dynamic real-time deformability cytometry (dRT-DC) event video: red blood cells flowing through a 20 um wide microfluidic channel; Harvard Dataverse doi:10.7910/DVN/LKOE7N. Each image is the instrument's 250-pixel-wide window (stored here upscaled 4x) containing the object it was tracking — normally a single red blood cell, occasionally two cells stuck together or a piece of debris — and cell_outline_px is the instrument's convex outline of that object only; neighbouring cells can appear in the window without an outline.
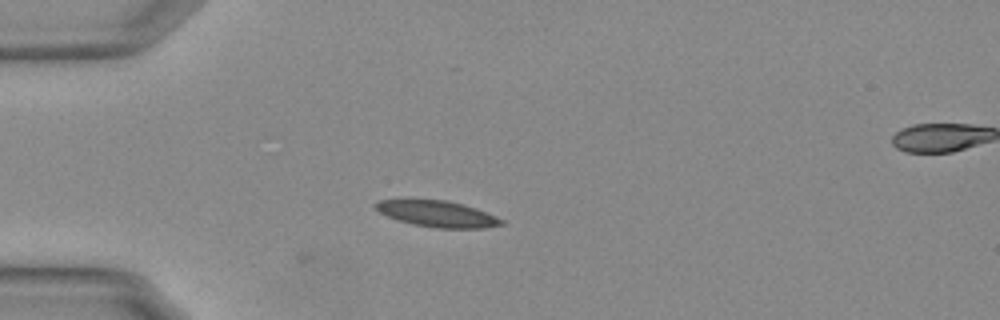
{"species": "Egyptian fruit bat (a non-hibernating species)", "species_latin": "Rousettus aegyptiacus", "temperature_condition": "warm", "stored_images_in_passage": 41, "camera_frame_rate_fps": 3000, "um_per_image_px": 0.085, "animal": {"sex": "female"}, "frame": {"image": 1, "passage_image": 1, "time_ms": 0.0, "image_size_px": [1000, 320], "cell_outline_px": [[504, 224], [484, 228], [436, 228], [412, 224], [396, 220], [380, 212], [372, 204], [380, 200], [448, 200], [464, 204], [476, 208], [496, 216], [504, 220]], "centroid_in_image_um": [37.19, 18.18], "position_along_channel_um": 47.8, "area_um2": 19.19}}
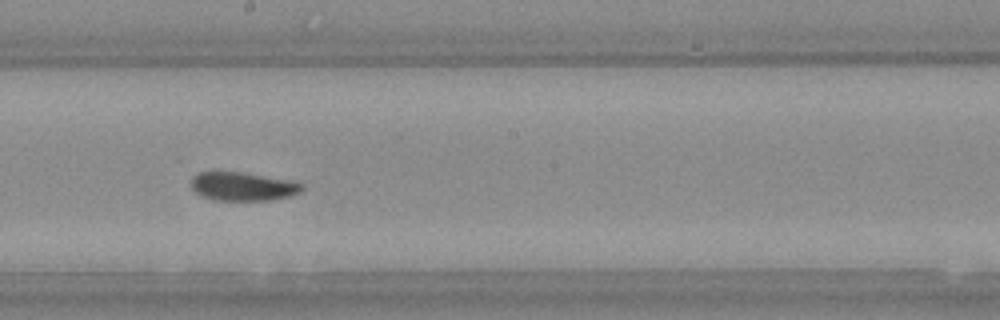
{"frame": {"image": 2, "passage_image": 17, "time_ms": 5.333, "image_size_px": [1000, 320], "cell_outline_px": [[304, 188], [300, 192], [292, 196], [272, 200], [212, 200], [200, 196], [192, 188], [192, 176], [196, 172], [240, 172], [288, 180], [304, 184]], "centroid_in_image_um": [20.63, 15.86], "position_along_channel_um": 227.6, "area_um2": 18.5}}
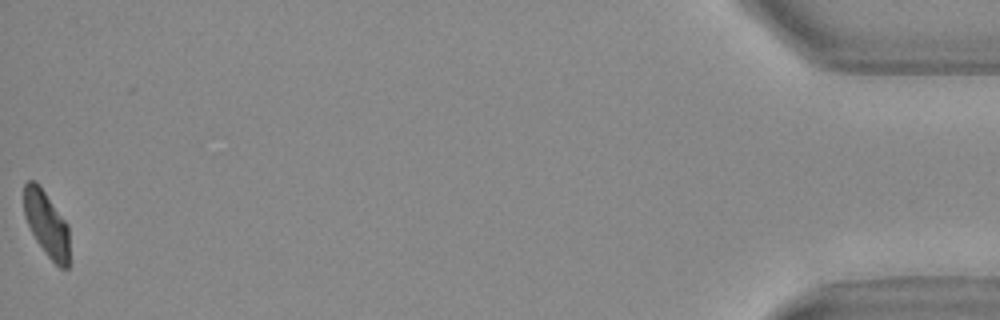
{"frame": {"image": 3, "passage_image": 41, "time_ms": 13.333, "image_size_px": [1000, 320], "cell_outline_px": [[68, 268], [60, 268], [44, 252], [36, 240], [24, 216], [24, 184], [28, 180], [36, 180], [68, 224]], "centroid_in_image_um": [3.94, 19.01], "position_along_channel_um": 431.3, "area_um2": 17.17}, "authors_computed_cell_mechanics": {"area_um2": 18.785, "velocity_mm_per_s": 3.7388, "shape_relaxation_time_tau1_ms": 7.8502, "shape_relaxation_time_tau2_ms": 3.2553, "deformation_change_tau1": 0.2184, "deformation_change_tau2": 0.0413}}